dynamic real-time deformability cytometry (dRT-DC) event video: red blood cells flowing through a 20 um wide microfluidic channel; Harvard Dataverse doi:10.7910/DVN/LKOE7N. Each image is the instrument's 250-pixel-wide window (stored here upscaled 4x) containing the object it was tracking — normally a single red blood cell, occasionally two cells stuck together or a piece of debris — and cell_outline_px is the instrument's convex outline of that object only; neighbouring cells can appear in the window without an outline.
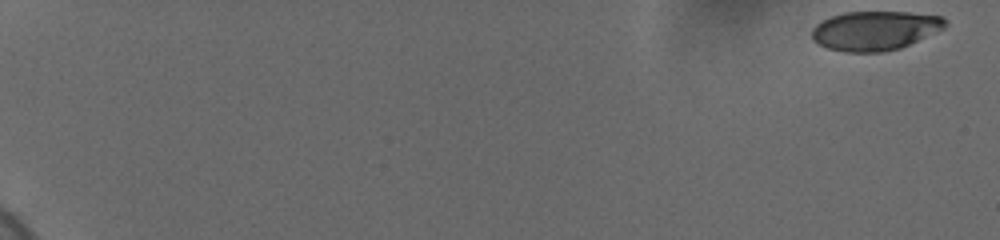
{"species": "human", "species_latin": "Homo sapiens", "temperature_condition": "cold", "stored_images_in_passage": 58, "camera_frame_rate_fps": 3000, "um_per_image_px": 0.085, "donor": {"sex": "female"}, "frame": {"image": 1, "passage_image": 1, "time_ms": 0.0, "image_size_px": [1000, 240], "cell_outline_px": [[948, 24], [944, 28], [900, 48], [884, 52], [844, 52], [828, 48], [812, 40], [812, 28], [816, 24], [832, 16], [844, 12], [908, 12], [944, 16]], "centroid_in_image_um": [74.38, 2.6], "position_along_channel_um": 10.6, "area_um2": 30.46}}
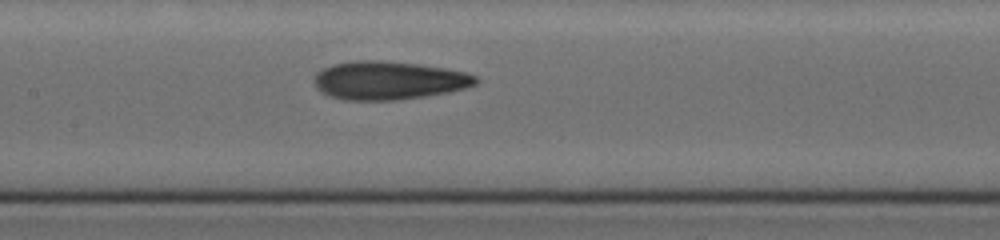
{"frame": {"image": 2, "passage_image": 32, "time_ms": 10.333, "image_size_px": [1000, 240], "cell_outline_px": [[480, 80], [476, 84], [464, 88], [448, 92], [424, 96], [396, 100], [344, 100], [328, 96], [320, 92], [316, 88], [316, 72], [332, 64], [356, 60], [376, 60], [416, 64], [444, 68], [464, 72], [476, 76]], "centroid_in_image_um": [33.01, 6.84], "position_along_channel_um": 174.4, "area_um2": 35.95}}
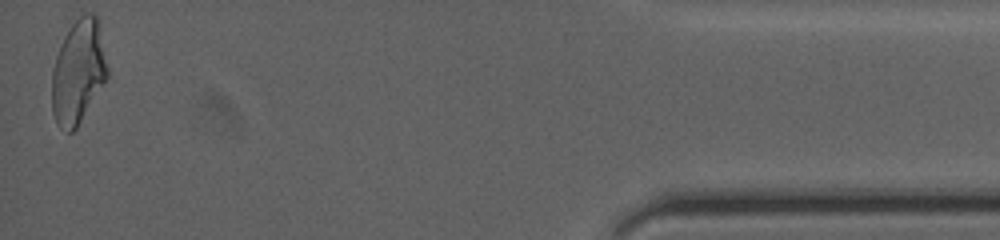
{"frame": {"image": 3, "passage_image": 58, "time_ms": 19.0, "image_size_px": [1000, 240], "cell_outline_px": [[108, 76], [76, 128], [72, 132], [68, 132], [60, 128], [56, 124], [52, 112], [52, 68], [60, 44], [64, 36], [72, 24], [84, 12], [92, 12], [96, 16], [108, 72]], "centroid_in_image_um": [6.61, 6.12], "position_along_channel_um": 428.6, "area_um2": 33.12}, "authors_computed_cell_mechanics": {"area_um2": 33.813, "velocity_mm_per_s": 3.6825, "shape_relaxation_time_tau1_ms": 5.3394, "shape_relaxation_time_tau2_ms": 2.2933, "deformation_change_tau1": 0.1832, "deformation_change_tau2": 0.1148}}